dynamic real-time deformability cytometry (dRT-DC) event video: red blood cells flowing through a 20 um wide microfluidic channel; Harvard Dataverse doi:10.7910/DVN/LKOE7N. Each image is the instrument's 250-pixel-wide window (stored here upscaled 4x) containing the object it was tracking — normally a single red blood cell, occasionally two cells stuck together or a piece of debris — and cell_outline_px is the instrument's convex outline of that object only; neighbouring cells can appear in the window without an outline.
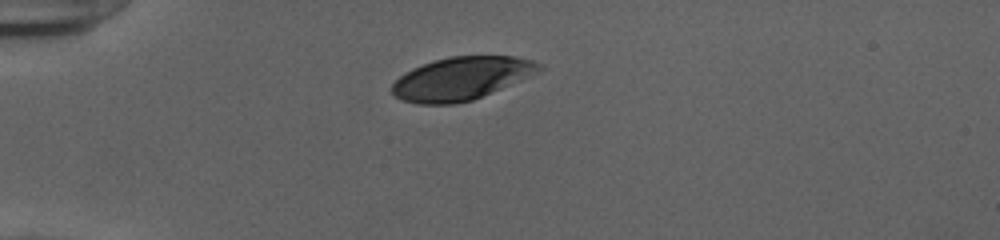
{"species": "human", "species_latin": "Homo sapiens", "temperature_condition": "cold", "stored_images_in_passage": 39, "camera_frame_rate_fps": 3000, "um_per_image_px": 0.085, "donor": {"sex": "female"}, "frame": {"image": 1, "passage_image": 1, "time_ms": 0.0, "image_size_px": [1000, 240], "cell_outline_px": [[544, 68], [528, 76], [472, 100], [452, 104], [420, 104], [404, 100], [396, 96], [392, 92], [392, 84], [404, 72], [412, 68], [436, 60], [452, 56], [516, 56], [532, 60], [544, 64]], "centroid_in_image_um": [39.21, 6.66], "position_along_channel_um": 45.8, "area_um2": 36.3}}
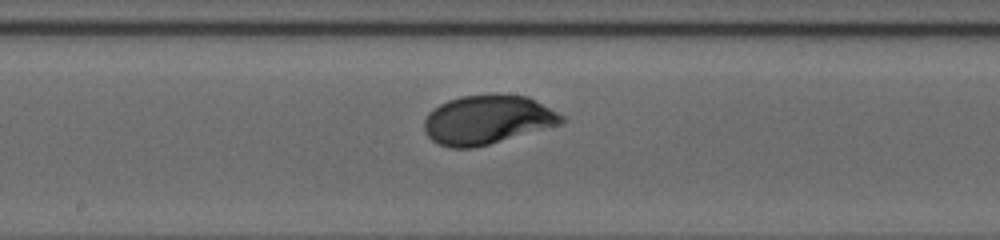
{"frame": {"image": 2, "passage_image": 16, "time_ms": 5.0, "image_size_px": [1000, 240], "cell_outline_px": [[564, 120], [560, 124], [488, 144], [472, 148], [452, 148], [440, 144], [432, 140], [424, 132], [424, 120], [428, 112], [432, 108], [448, 100], [460, 96], [528, 96], [564, 116]], "centroid_in_image_um": [41.37, 10.19], "position_along_channel_um": 206.8, "area_um2": 38.44}}
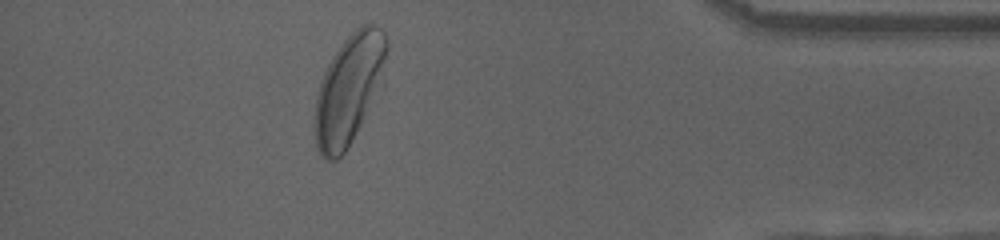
{"frame": {"image": 3, "passage_image": 34, "time_ms": 11.0, "image_size_px": [1000, 240], "cell_outline_px": [[388, 48], [384, 88], [352, 140], [344, 152], [336, 160], [324, 160], [320, 156], [316, 148], [312, 124], [312, 120], [316, 92], [324, 72], [332, 56], [340, 44], [356, 28], [364, 24], [376, 24], [384, 32], [388, 44]], "centroid_in_image_um": [29.68, 7.62], "position_along_channel_um": 405.5, "area_um2": 47.69}, "authors_computed_cell_mechanics": {"area_um2": 39.4774, "velocity_mm_per_s": 3.8832, "shape_relaxation_time_tau1_ms": 1.9305, "shape_relaxation_time_tau2_ms": null, "deformation_change_tau1": 0.1297, "deformation_change_tau2": null}}